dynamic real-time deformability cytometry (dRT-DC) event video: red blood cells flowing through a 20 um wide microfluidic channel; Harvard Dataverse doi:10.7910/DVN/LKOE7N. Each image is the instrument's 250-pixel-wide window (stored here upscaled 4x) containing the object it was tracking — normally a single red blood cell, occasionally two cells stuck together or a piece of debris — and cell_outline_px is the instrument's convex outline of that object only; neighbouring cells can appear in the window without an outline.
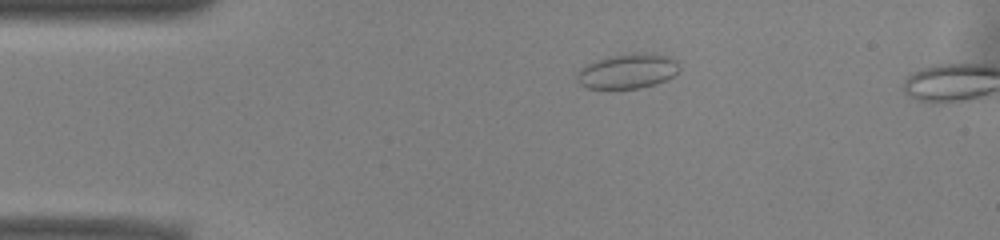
{"species": "common noctule bat (a hibernating species)", "species_latin": "Nyctalus noctula", "temperature_condition": "warm", "stored_images_in_passage": 5, "camera_frame_rate_fps": 3000, "um_per_image_px": 0.085, "animal": {"sex": "male", "body_mass_g": 13.0, "forearm_length_mm": 53.1}, "frame": {"image": 1, "passage_image": 3, "time_ms": 0.667, "image_size_px": [1000, 240], "cell_outline_px": [[680, 68], [672, 76], [656, 84], [640, 88], [588, 88], [580, 84], [576, 80], [576, 72], [584, 64], [608, 56], [636, 52], [656, 52], [668, 56], [676, 60]], "centroid_in_image_um": [53.33, 6.02], "position_along_channel_um": 31.7, "area_um2": 21.1}}